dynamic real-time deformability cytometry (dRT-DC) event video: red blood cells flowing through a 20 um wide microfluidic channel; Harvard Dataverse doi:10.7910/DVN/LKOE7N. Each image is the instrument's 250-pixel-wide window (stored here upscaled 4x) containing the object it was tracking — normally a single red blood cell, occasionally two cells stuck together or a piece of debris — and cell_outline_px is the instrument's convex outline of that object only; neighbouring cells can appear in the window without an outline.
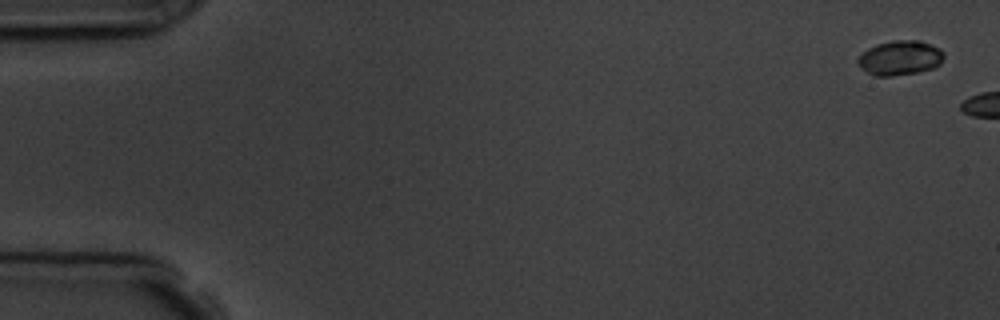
{"species": "common noctule bat (a hibernating species)", "species_latin": "Nyctalus noctula", "temperature_condition": "room temperature", "stored_images_in_passage": 2, "camera_frame_rate_fps": 3000, "um_per_image_px": 0.085, "animal": {"sex": "male", "body_mass_g": 19.5, "forearm_length_mm": 54.6}, "frame": {"image": 1, "passage_image": 1, "time_ms": 0.0, "image_size_px": [1000, 320], "cell_outline_px": [[944, 56], [940, 64], [932, 68], [916, 72], [892, 76], [872, 76], [860, 68], [856, 60], [868, 48], [876, 44], [892, 40], [920, 40], [940, 48], [944, 52]], "centroid_in_image_um": [76.48, 4.91], "position_along_channel_um": 8.5, "area_um2": 17.46}}